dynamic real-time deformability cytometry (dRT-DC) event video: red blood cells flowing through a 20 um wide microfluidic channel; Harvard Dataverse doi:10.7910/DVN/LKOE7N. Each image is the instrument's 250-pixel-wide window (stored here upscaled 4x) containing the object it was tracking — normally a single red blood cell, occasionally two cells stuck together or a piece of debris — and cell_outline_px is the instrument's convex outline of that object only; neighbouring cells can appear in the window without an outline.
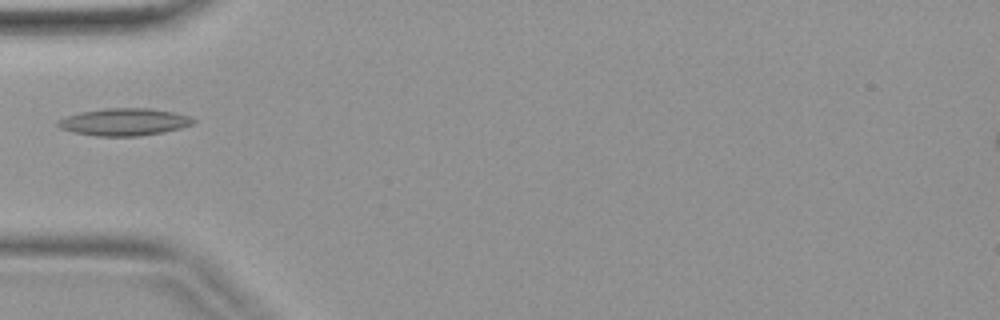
{"species": "common noctule bat (a hibernating species)", "species_latin": "Nyctalus noctula", "temperature_condition": "warm", "stored_images_in_passage": 4, "camera_frame_rate_fps": 3000, "um_per_image_px": 0.085, "animal": {"sex": "female", "body_mass_g": 19.9}, "frame": {"image": 1, "passage_image": 4, "time_ms": 1.0, "image_size_px": [1000, 320], "cell_outline_px": [[196, 120], [192, 124], [180, 128], [164, 132], [140, 136], [96, 136], [72, 132], [60, 128], [56, 124], [56, 120], [80, 112], [108, 108], [148, 108], [176, 112], [188, 116]], "centroid_in_image_um": [10.55, 10.37], "position_along_channel_um": 74.5, "area_um2": 21.56}}